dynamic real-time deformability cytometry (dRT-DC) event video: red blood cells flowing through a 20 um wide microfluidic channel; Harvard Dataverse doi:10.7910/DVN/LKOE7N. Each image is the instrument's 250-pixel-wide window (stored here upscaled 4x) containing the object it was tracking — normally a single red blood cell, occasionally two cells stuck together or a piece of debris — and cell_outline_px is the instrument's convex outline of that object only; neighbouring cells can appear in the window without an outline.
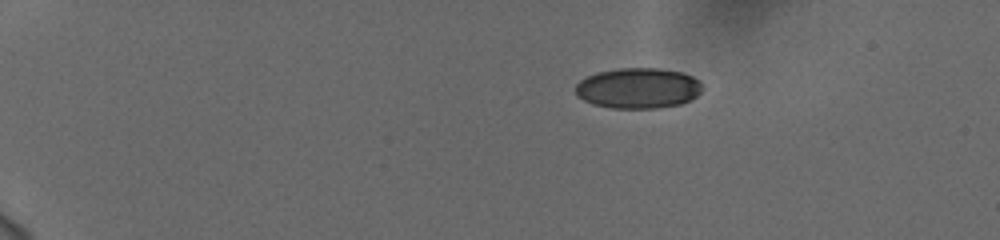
{"species": "human", "species_latin": "Homo sapiens", "temperature_condition": "cold", "stored_images_in_passage": 47, "camera_frame_rate_fps": 3000, "um_per_image_px": 0.085, "donor": {"sex": "female"}, "frame": {"image": 1, "passage_image": 1, "time_ms": 0.0, "image_size_px": [1000, 240], "cell_outline_px": [[700, 92], [696, 96], [680, 104], [656, 108], [612, 108], [592, 104], [576, 96], [576, 84], [580, 80], [596, 72], [616, 68], [660, 68], [680, 72], [692, 76], [700, 80]], "centroid_in_image_um": [54.21, 7.49], "position_along_channel_um": 30.8, "area_um2": 29.94}}
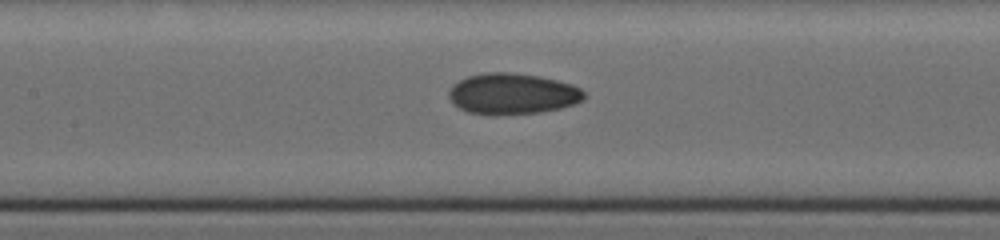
{"frame": {"image": 2, "passage_image": 20, "time_ms": 6.333, "image_size_px": [1000, 240], "cell_outline_px": [[584, 100], [560, 108], [540, 112], [496, 116], [492, 116], [468, 112], [452, 104], [448, 96], [448, 92], [452, 84], [468, 76], [484, 72], [508, 72], [536, 76], [556, 80], [572, 84], [580, 88], [584, 92]], "centroid_in_image_um": [43.51, 7.99], "position_along_channel_um": 163.9, "area_um2": 32.54}}
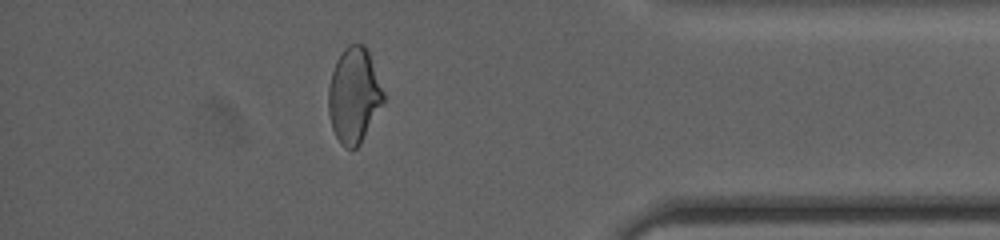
{"frame": {"image": 3, "passage_image": 41, "time_ms": 13.333, "image_size_px": [1000, 240], "cell_outline_px": [[384, 100], [360, 144], [356, 148], [344, 148], [340, 144], [332, 128], [328, 112], [328, 88], [332, 72], [336, 60], [344, 48], [348, 44], [364, 44], [368, 52], [384, 92]], "centroid_in_image_um": [30.06, 8.11], "position_along_channel_um": 405.1, "area_um2": 30.29}, "authors_computed_cell_mechanics": {"area_um2": 31.1542, "velocity_mm_per_s": 3.7513, "shape_relaxation_time_tau1_ms": 5.8232, "shape_relaxation_time_tau2_ms": 2.2195, "deformation_change_tau1": 0.1341, "deformation_change_tau2": 0.0674}}